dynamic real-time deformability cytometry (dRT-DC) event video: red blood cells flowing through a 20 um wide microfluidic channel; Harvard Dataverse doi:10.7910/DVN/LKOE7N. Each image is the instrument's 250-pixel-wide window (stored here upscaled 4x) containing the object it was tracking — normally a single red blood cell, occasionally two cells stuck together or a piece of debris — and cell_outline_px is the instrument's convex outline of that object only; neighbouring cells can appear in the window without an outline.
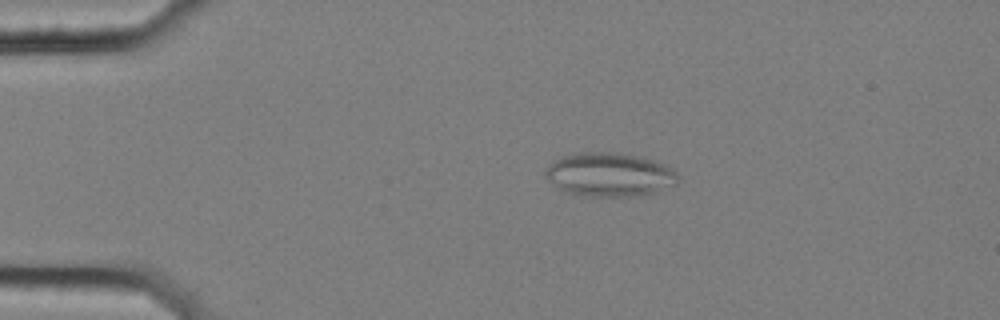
{"species": "common noctule bat (a hibernating species)", "species_latin": "Nyctalus noctula", "temperature_condition": "cold", "stored_images_in_passage": 46, "segment_of_instrument_passage": [1, 2], "camera_frame_rate_fps": 3000, "um_per_image_px": 0.085, "animal": {"sex": "female", "body_mass_g": 25.1}, "frame": {"image": 1, "passage_image": 1, "time_ms": 0.0, "image_size_px": [1000, 320], "cell_outline_px": [[680, 180], [676, 184], [644, 196], [576, 196], [564, 192], [548, 180], [544, 176], [544, 168], [548, 164], [564, 156], [580, 152], [612, 152], [640, 156], [652, 160], [676, 172], [680, 176]], "centroid_in_image_um": [51.77, 14.86], "position_along_channel_um": 33.2, "area_um2": 34.04}}